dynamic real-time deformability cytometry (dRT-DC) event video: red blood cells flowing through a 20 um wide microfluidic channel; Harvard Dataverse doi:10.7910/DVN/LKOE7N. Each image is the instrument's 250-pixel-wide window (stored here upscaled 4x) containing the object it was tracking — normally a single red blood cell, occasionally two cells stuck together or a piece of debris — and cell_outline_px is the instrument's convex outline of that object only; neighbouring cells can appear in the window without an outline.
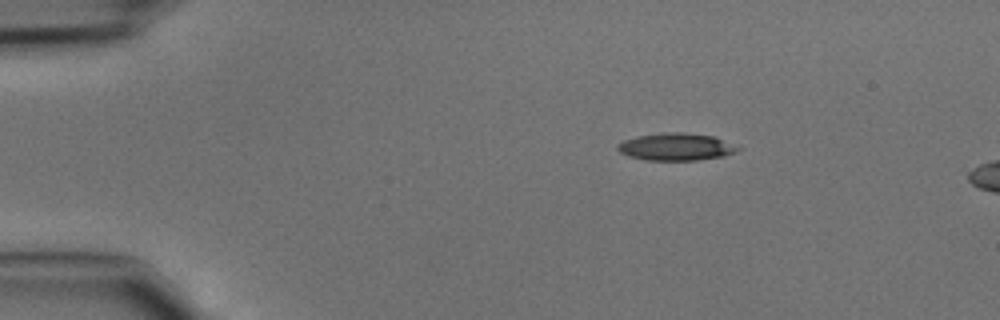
{"species": "common noctule bat (a hibernating species)", "species_latin": "Nyctalus noctula", "temperature_condition": "cold", "stored_images_in_passage": 5, "camera_frame_rate_fps": 3000, "um_per_image_px": 0.085, "animal": {"sex": "male", "body_mass_g": 15.6}, "frame": {"image": 1, "passage_image": 1, "time_ms": 0.0, "image_size_px": [1000, 320], "cell_outline_px": [[740, 148], [736, 152], [724, 156], [696, 160], [648, 160], [628, 156], [620, 152], [616, 148], [616, 144], [624, 140], [636, 136], [664, 132], [684, 132], [712, 136]], "centroid_in_image_um": [57.4, 12.48], "position_along_channel_um": 27.6, "area_um2": 19.02}}